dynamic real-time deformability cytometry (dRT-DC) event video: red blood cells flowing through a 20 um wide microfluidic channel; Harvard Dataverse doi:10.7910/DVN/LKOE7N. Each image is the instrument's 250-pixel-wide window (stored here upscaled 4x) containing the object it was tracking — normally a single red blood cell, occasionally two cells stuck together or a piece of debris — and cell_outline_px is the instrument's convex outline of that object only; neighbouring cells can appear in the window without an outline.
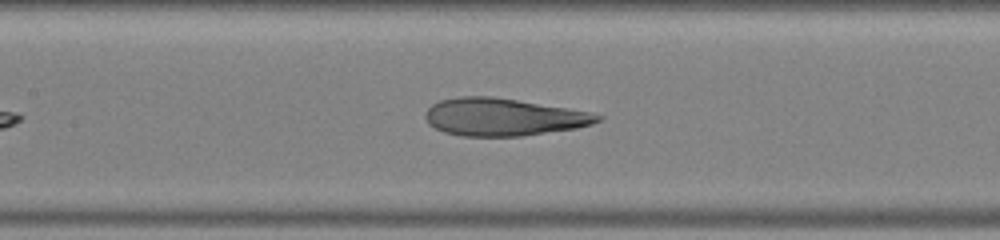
{"species": "human", "species_latin": "Homo sapiens", "temperature_condition": "warm", "stored_images_in_passage": 9, "camera_frame_rate_fps": 3000, "um_per_image_px": 0.085, "donor": {"sex": "male"}, "frame": {"image": 1, "passage_image": 7, "time_ms": 2.0, "image_size_px": [1000, 240], "cell_outline_px": [[604, 116], [600, 120], [592, 124], [576, 128], [520, 136], [460, 136], [444, 132], [428, 124], [424, 116], [428, 108], [432, 104], [440, 100], [460, 96], [492, 96], [592, 112]], "centroid_in_image_um": [42.76, 9.94], "position_along_channel_um": 164.6, "area_um2": 37.57}}